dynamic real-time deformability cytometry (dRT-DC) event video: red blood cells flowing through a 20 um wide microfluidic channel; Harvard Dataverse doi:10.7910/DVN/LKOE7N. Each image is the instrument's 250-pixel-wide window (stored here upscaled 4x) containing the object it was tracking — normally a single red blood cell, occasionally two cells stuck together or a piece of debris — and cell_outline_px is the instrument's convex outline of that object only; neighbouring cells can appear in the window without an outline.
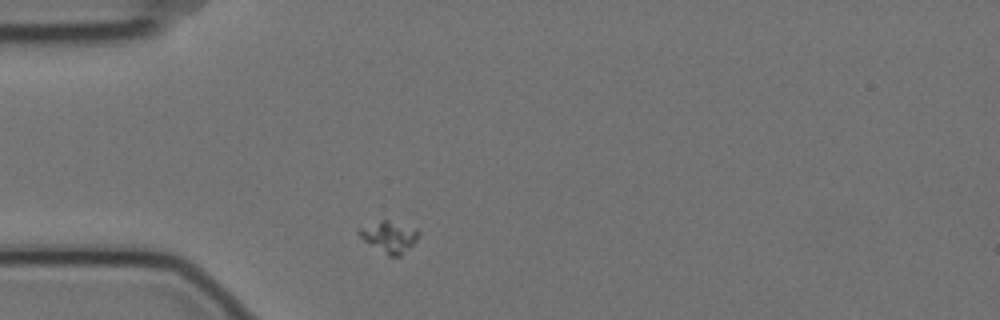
{"species": "Egyptian fruit bat (a non-hibernating species)", "species_latin": "Rousettus aegyptiacus", "temperature_condition": "cold", "stored_images_in_passage": 6, "camera_frame_rate_fps": 3000, "um_per_image_px": 0.085, "animal": {"sex": "female"}, "frame": {"image": 1, "passage_image": 1, "time_ms": 0.0, "image_size_px": [1000, 320], "cell_outline_px": [[420, 232], [416, 240], [400, 256], [388, 256], [364, 240], [356, 232], [360, 228], [380, 220], [388, 220], [416, 228]], "centroid_in_image_um": [33.09, 20.12], "position_along_channel_um": 51.9, "area_um2": 10.64}}
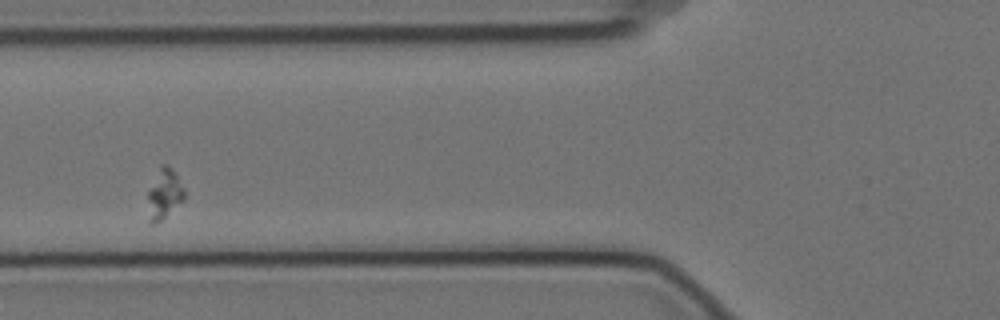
{"frame": {"image": 2, "passage_image": 3, "time_ms": 0.667, "image_size_px": [1000, 320], "cell_outline_px": [[184, 200], [160, 220], [152, 224], [148, 220], [148, 192], [160, 164], [164, 164], [172, 168], [184, 188]], "centroid_in_image_um": [13.95, 16.47], "position_along_channel_um": 111.8, "area_um2": 10.46}}